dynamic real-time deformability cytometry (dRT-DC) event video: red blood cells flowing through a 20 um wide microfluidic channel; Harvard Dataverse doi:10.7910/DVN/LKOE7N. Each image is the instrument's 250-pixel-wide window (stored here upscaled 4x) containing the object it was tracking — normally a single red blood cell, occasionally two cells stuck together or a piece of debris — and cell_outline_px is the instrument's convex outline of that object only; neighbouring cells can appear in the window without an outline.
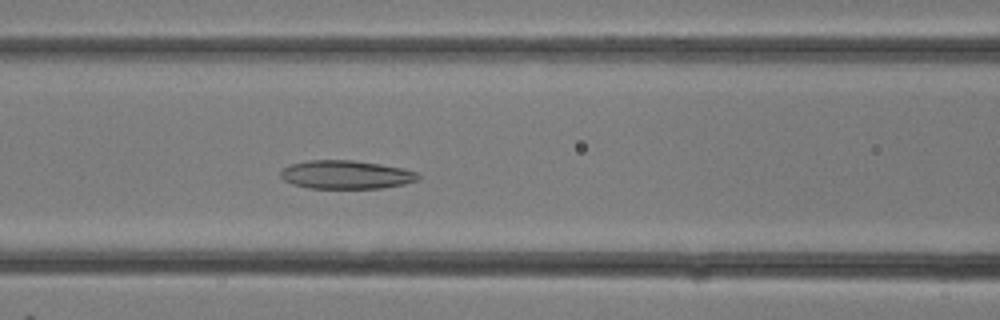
{"species": "common noctule bat (a hibernating species)", "species_latin": "Nyctalus noctula", "temperature_condition": "room temperature", "stored_images_in_passage": 9, "camera_frame_rate_fps": 3000, "um_per_image_px": 0.085, "animal": {"sex": "female"}, "frame": {"image": 1, "passage_image": 9, "time_ms": 2.667, "image_size_px": [1000, 320], "cell_outline_px": [[420, 176], [416, 180], [404, 184], [380, 188], [308, 188], [292, 184], [284, 180], [280, 176], [280, 172], [284, 168], [292, 164], [308, 160], [352, 160], [380, 164], [404, 168], [416, 172]], "centroid_in_image_um": [29.4, 14.84], "position_along_channel_um": 137.2, "area_um2": 22.72}}